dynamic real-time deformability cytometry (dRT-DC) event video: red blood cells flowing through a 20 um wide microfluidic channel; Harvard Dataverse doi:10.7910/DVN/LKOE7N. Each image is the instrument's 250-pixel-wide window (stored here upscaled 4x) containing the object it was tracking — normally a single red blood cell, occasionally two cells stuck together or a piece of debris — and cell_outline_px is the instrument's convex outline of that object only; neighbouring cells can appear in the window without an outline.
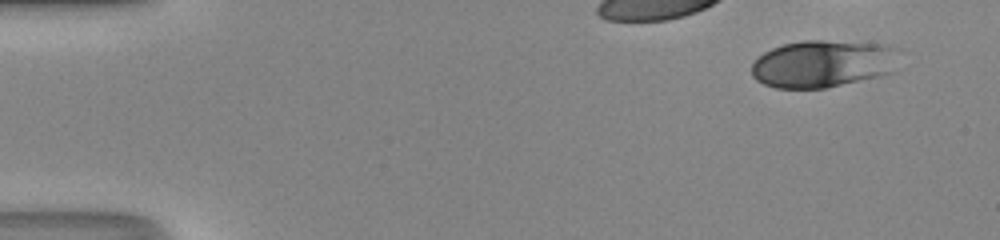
{"species": "human", "species_latin": "Homo sapiens", "temperature_condition": "room temperature", "stored_images_in_passage": 36, "camera_frame_rate_fps": 3000, "um_per_image_px": 0.085, "donor": {"sex": "male"}, "frame": {"image": 1, "passage_image": 1, "time_ms": 0.0, "image_size_px": [1000, 240], "cell_outline_px": [[892, 72], [876, 76], [824, 88], [776, 88], [764, 84], [756, 80], [752, 76], [752, 64], [764, 52], [772, 48], [784, 44], [804, 40], [820, 40], [884, 44], [892, 48]], "centroid_in_image_um": [69.81, 5.42], "position_along_channel_um": 15.2, "area_um2": 39.65}}